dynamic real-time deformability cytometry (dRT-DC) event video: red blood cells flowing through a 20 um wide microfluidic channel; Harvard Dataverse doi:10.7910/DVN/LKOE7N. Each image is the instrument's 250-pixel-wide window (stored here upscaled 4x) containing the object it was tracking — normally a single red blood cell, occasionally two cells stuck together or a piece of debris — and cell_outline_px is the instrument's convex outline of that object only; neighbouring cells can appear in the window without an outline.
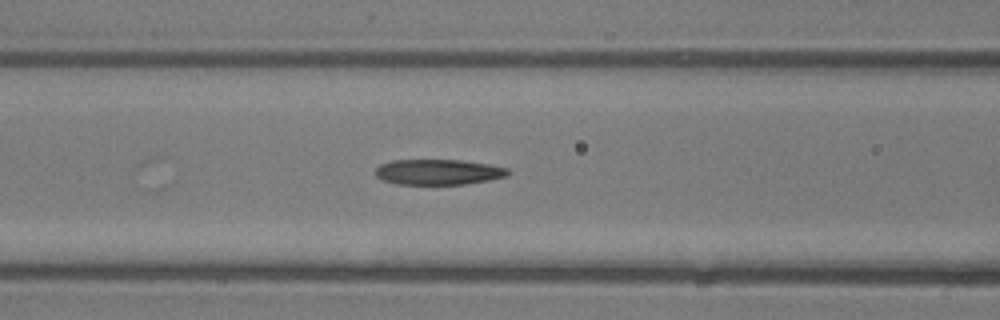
{"species": "common noctule bat (a hibernating species)", "species_latin": "Nyctalus noctula", "temperature_condition": "room temperature", "stored_images_in_passage": 7, "camera_frame_rate_fps": 3000, "um_per_image_px": 0.085, "animal": {"sex": "male", "body_mass_g": 13.3}, "frame": {"image": 1, "passage_image": 7, "time_ms": 2.0, "image_size_px": [1000, 320], "cell_outline_px": [[508, 176], [488, 180], [464, 184], [396, 184], [384, 180], [376, 176], [376, 168], [380, 164], [392, 160], [460, 160], [488, 164], [508, 168]], "centroid_in_image_um": [37.24, 14.62], "position_along_channel_um": 129.4, "area_um2": 19.54}}